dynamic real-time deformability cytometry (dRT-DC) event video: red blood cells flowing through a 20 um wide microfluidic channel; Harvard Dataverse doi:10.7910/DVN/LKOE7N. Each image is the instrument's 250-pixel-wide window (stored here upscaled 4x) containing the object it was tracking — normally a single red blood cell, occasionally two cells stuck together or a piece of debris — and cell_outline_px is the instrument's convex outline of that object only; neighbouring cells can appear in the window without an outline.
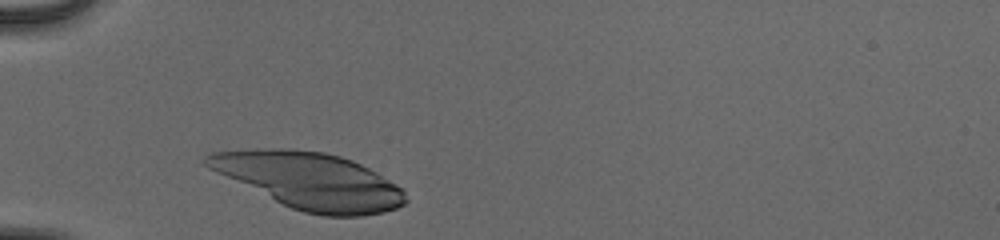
{"species": "human", "species_latin": "Homo sapiens", "temperature_condition": "cold", "stored_images_in_passage": 29, "camera_frame_rate_fps": 3000, "um_per_image_px": 0.085, "donor": {"sex": "male"}, "frame": {"image": 1, "passage_image": 1, "time_ms": 0.0, "image_size_px": [1000, 240], "cell_outline_px": [[408, 200], [404, 204], [396, 208], [384, 212], [360, 216], [324, 216], [304, 212], [292, 208], [216, 172], [208, 168], [204, 164], [204, 156], [212, 152], [264, 148], [288, 148], [324, 152], [340, 156], [352, 160], [376, 172], [396, 184], [404, 192]], "centroid_in_image_um": [26.33, 15.35], "position_along_channel_um": 58.7, "area_um2": 64.85}}